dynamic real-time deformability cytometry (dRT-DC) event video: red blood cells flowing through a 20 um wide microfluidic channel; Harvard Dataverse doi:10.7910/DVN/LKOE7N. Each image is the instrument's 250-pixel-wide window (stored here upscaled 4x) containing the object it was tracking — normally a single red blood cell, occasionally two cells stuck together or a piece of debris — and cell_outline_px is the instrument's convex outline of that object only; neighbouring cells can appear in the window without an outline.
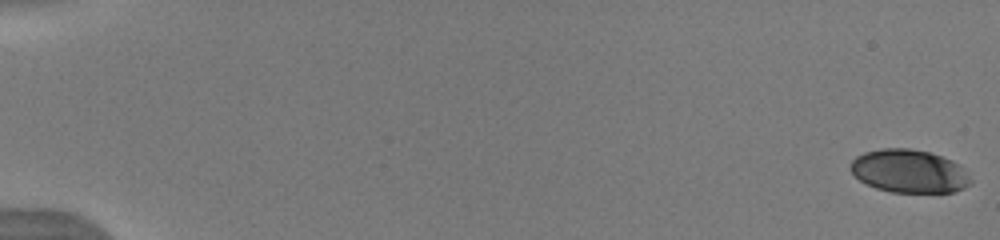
{"species": "human", "species_latin": "Homo sapiens", "temperature_condition": "warm", "stored_images_in_passage": 53, "camera_frame_rate_fps": 3000, "um_per_image_px": 0.085, "donor": {"sex": "male"}, "frame": {"image": 1, "passage_image": 1, "time_ms": 0.0, "image_size_px": [1000, 240], "cell_outline_px": [[972, 184], [956, 192], [892, 192], [876, 188], [860, 180], [848, 168], [852, 160], [856, 156], [864, 152], [884, 148], [908, 148], [928, 152], [952, 160], [972, 180]], "centroid_in_image_um": [77.25, 14.55], "position_along_channel_um": 7.8, "area_um2": 30.0}}
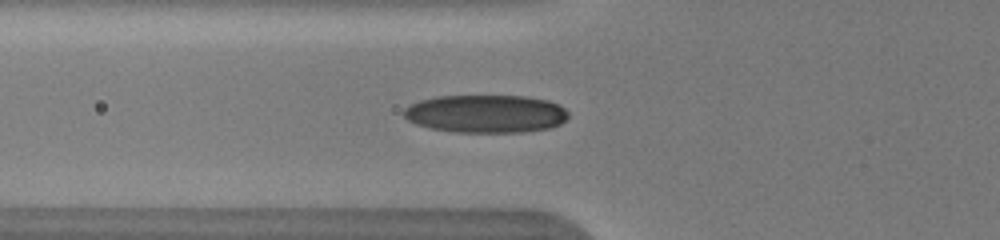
{"frame": {"image": 2, "passage_image": 21, "time_ms": 6.667, "image_size_px": [1000, 240], "cell_outline_px": [[568, 116], [560, 124], [552, 128], [520, 132], [456, 132], [432, 128], [416, 124], [408, 120], [400, 112], [404, 108], [420, 100], [436, 96], [528, 96], [548, 100], [560, 104], [568, 112]], "centroid_in_image_um": [41.31, 9.66], "position_along_channel_um": 84.5, "area_um2": 36.59}}
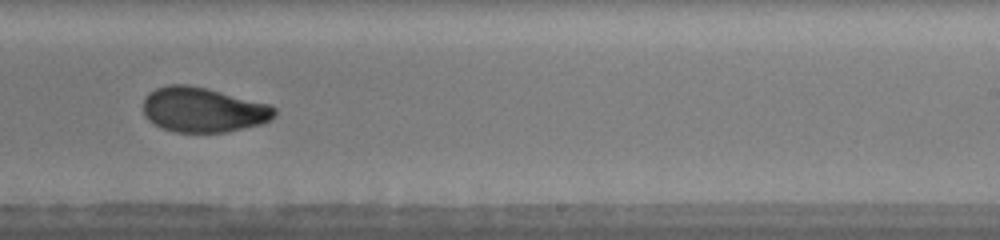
{"frame": {"image": 3, "passage_image": 35, "time_ms": 11.333, "image_size_px": [1000, 240], "cell_outline_px": [[276, 116], [272, 120], [260, 124], [224, 132], [176, 132], [160, 128], [148, 120], [144, 116], [144, 100], [148, 92], [156, 88], [168, 84], [188, 84], [208, 88], [272, 104], [276, 108]], "centroid_in_image_um": [17.28, 9.32], "position_along_channel_um": 271.7, "area_um2": 34.8}, "authors_computed_cell_mechanics": {"area_um2": 33.7552, "velocity_mm_per_s": 4.0073, "shape_relaxation_time_tau1_ms": 6.2368, "shape_relaxation_time_tau2_ms": 1.5885, "deformation_change_tau1": 0.1917, "deformation_change_tau2": 0.0606}}